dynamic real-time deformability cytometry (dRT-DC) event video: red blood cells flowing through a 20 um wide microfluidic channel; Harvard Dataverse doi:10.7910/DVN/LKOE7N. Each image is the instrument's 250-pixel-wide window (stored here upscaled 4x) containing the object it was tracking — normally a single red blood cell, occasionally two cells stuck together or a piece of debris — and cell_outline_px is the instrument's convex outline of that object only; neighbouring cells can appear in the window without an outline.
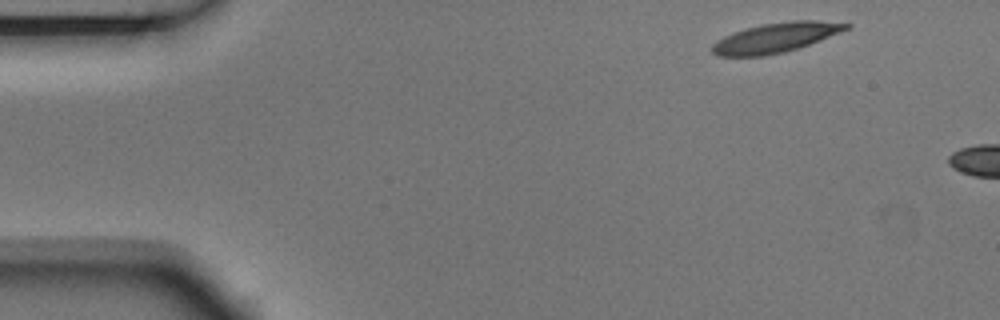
{"species": "Egyptian fruit bat (a non-hibernating species)", "species_latin": "Rousettus aegyptiacus", "temperature_condition": "room temperature", "stored_images_in_passage": 2, "camera_frame_rate_fps": 3000, "um_per_image_px": 0.085, "animal": {"sex": "male"}, "frame": {"image": 1, "passage_image": 1, "time_ms": 0.0, "image_size_px": [1000, 320], "cell_outline_px": [[852, 24], [848, 28], [840, 32], [808, 44], [784, 52], [764, 56], [716, 56], [712, 52], [712, 44], [716, 40], [732, 32], [764, 24], [792, 20], [816, 20]], "centroid_in_image_um": [65.88, 3.2], "position_along_channel_um": 19.1, "area_um2": 22.89}}